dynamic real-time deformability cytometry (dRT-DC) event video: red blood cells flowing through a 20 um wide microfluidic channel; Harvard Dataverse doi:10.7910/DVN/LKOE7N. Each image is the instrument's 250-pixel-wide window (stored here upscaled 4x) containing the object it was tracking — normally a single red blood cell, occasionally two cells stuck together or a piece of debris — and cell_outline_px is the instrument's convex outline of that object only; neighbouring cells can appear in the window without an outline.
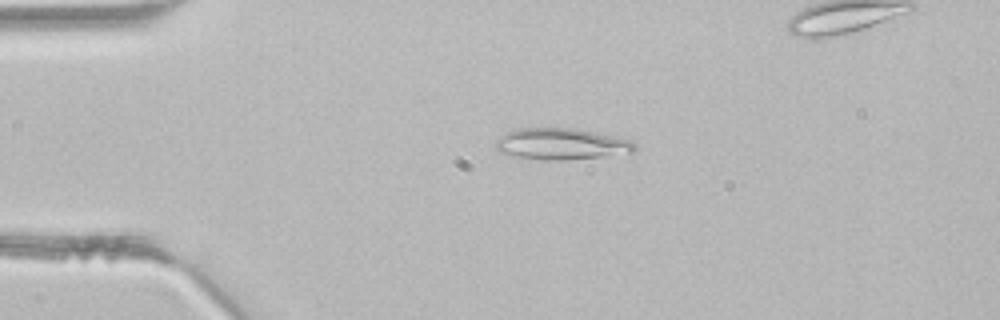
{"species": "common noctule bat (a hibernating species)", "species_latin": "Nyctalus noctula", "temperature_condition": "room temperature", "stored_images_in_passage": 2, "camera_frame_rate_fps": 3000, "um_per_image_px": 0.085, "animal": {"sex": "male", "body_mass_g": 21.5, "forearm_length_mm": 52.0}, "frame": {"image": 1, "passage_image": 1, "time_ms": 0.0, "image_size_px": [1000, 320], "cell_outline_px": [[636, 148], [632, 152], [604, 156], [568, 160], [544, 160], [512, 156], [496, 152], [496, 140], [500, 136], [512, 128], [576, 128], [596, 132], [628, 140], [636, 144]], "centroid_in_image_um": [47.63, 12.24], "position_along_channel_um": 37.4, "area_um2": 25.61}}